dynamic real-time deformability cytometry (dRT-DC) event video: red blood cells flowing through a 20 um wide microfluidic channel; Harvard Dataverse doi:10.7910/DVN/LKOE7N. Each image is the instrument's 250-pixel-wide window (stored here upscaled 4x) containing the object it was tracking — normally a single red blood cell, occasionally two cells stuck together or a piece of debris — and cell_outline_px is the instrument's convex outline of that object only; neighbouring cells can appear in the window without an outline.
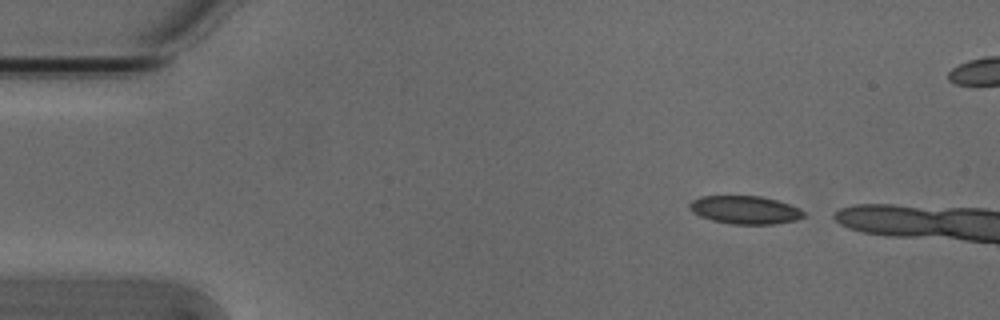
{"species": "Egyptian fruit bat (a non-hibernating species)", "species_latin": "Rousettus aegyptiacus", "temperature_condition": "cold", "stored_images_in_passage": 8, "camera_frame_rate_fps": 3000, "um_per_image_px": 0.085, "animal": {"sex": "male"}, "frame": {"image": 1, "passage_image": 1, "time_ms": 0.0, "image_size_px": [1000, 320], "cell_outline_px": [[808, 212], [804, 216], [796, 220], [772, 224], [732, 224], [712, 220], [700, 216], [692, 212], [688, 208], [688, 204], [692, 200], [700, 196], [760, 196], [776, 200], [800, 208]], "centroid_in_image_um": [63.32, 17.84], "position_along_channel_um": 21.7, "area_um2": 18.79}}